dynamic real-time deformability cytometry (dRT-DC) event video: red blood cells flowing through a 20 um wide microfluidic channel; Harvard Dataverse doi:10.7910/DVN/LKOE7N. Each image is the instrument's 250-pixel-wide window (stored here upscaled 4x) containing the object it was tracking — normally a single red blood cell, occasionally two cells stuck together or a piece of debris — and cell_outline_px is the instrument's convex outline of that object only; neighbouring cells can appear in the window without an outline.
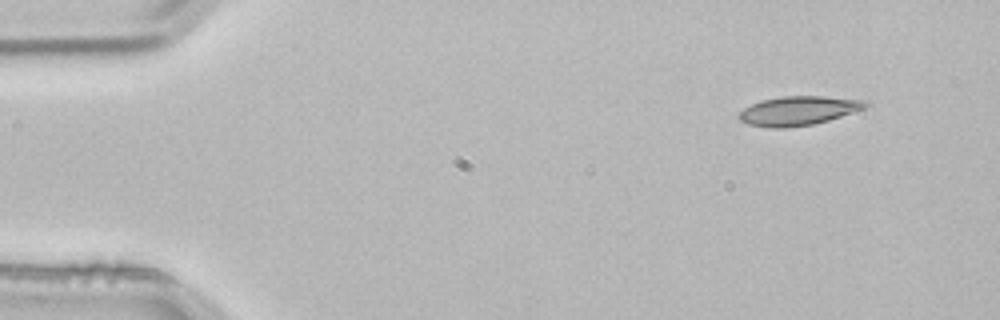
{"species": "common noctule bat (a hibernating species)", "species_latin": "Nyctalus noctula", "temperature_condition": "room temperature", "stored_images_in_passage": 3, "camera_frame_rate_fps": 3000, "um_per_image_px": 0.085, "animal": {"sex": "male", "body_mass_g": 21.5, "forearm_length_mm": 52.0}, "frame": {"image": 1, "passage_image": 1, "time_ms": 0.0, "image_size_px": [1000, 320], "cell_outline_px": [[872, 104], [864, 108], [828, 120], [812, 124], [784, 128], [772, 128], [748, 124], [740, 120], [736, 116], [744, 108], [752, 104], [764, 100], [784, 96], [824, 96], [868, 100]], "centroid_in_image_um": [67.88, 9.4], "position_along_channel_um": 17.1, "area_um2": 21.33}}
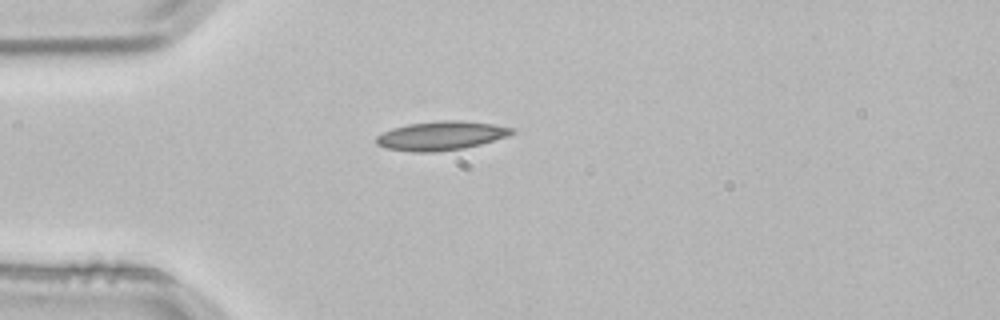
{"frame": {"image": 2, "passage_image": 3, "time_ms": 0.667, "image_size_px": [1000, 320], "cell_outline_px": [[516, 132], [508, 136], [480, 144], [464, 148], [432, 152], [412, 152], [384, 148], [376, 144], [376, 136], [392, 128], [408, 124], [444, 120], [460, 120], [492, 124], [512, 128]], "centroid_in_image_um": [37.47, 11.54], "position_along_channel_um": 47.5, "area_um2": 22.77}}